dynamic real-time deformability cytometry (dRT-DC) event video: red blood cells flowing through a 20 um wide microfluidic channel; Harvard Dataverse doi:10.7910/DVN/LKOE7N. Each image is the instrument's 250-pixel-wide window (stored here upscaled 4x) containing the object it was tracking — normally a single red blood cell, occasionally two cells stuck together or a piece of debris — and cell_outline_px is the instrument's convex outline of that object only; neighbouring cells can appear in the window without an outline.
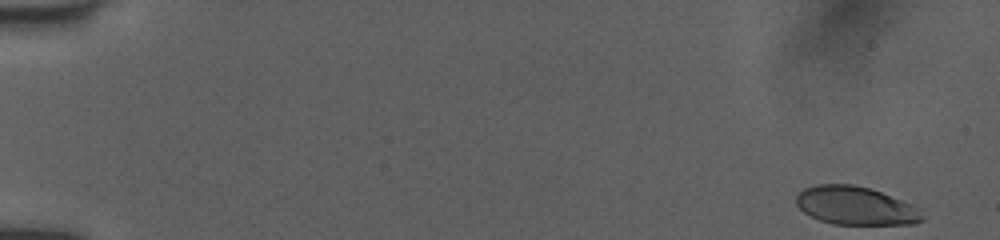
{"species": "human", "species_latin": "Homo sapiens", "temperature_condition": "room temperature", "stored_images_in_passage": 50, "camera_frame_rate_fps": 3000, "um_per_image_px": 0.085, "donor": {"sex": "female"}, "frame": {"image": 1, "passage_image": 1, "time_ms": 0.0, "image_size_px": [1000, 240], "cell_outline_px": [[924, 220], [916, 224], [832, 224], [820, 220], [804, 212], [796, 204], [796, 196], [804, 188], [816, 184], [852, 184], [868, 188], [880, 192], [912, 204], [920, 208], [924, 216]], "centroid_in_image_um": [72.75, 17.49], "position_along_channel_um": 12.3, "area_um2": 28.15}}
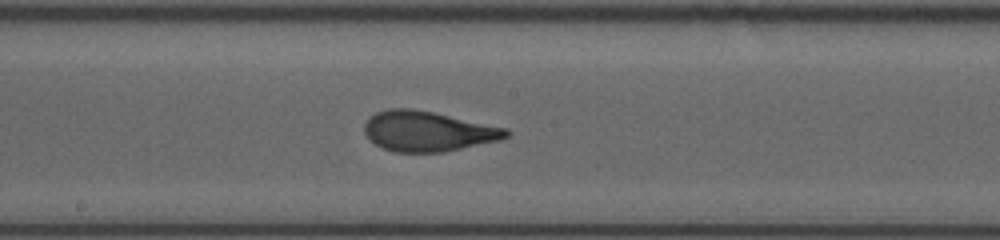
{"frame": {"image": 2, "passage_image": 28, "time_ms": 9.0, "image_size_px": [1000, 240], "cell_outline_px": [[512, 132], [508, 136], [500, 140], [444, 152], [392, 152], [376, 144], [364, 132], [364, 124], [376, 112], [388, 108], [412, 108], [432, 112], [508, 128]], "centroid_in_image_um": [36.39, 11.16], "position_along_channel_um": 211.8, "area_um2": 33.06}}
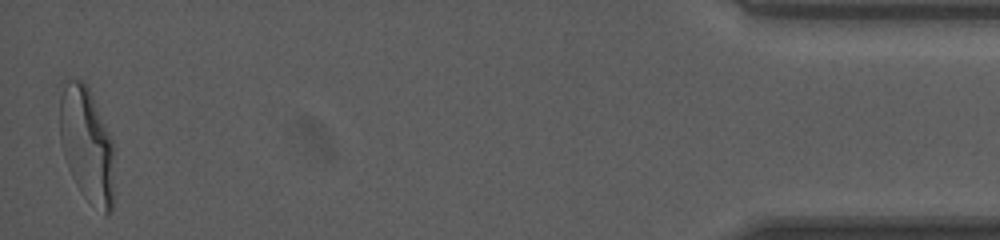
{"frame": {"image": 3, "passage_image": 50, "time_ms": 16.333, "image_size_px": [1000, 240], "cell_outline_px": [[112, 208], [104, 216], [72, 176], [68, 168], [60, 144], [60, 80], [84, 80], [92, 96], [112, 140]], "centroid_in_image_um": [7.33, 12.17], "position_along_channel_um": 427.9, "area_um2": 35.55}, "authors_computed_cell_mechanics": {"area_um2": 32.657, "velocity_mm_per_s": 4.0369, "shape_relaxation_time_tau1_ms": 4.7049, "shape_relaxation_time_tau2_ms": 0.6425, "deformation_change_tau1": 0.1972, "deformation_change_tau2": 0.0698}}